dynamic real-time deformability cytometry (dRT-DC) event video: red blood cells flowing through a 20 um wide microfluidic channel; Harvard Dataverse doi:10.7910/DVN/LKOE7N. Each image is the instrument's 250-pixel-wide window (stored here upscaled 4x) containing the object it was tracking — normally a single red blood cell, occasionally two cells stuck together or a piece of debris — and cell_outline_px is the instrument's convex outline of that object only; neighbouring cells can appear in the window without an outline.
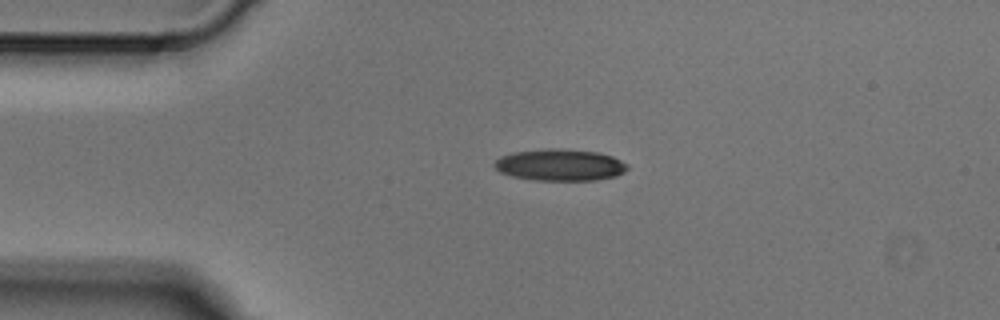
{"species": "Egyptian fruit bat (a non-hibernating species)", "species_latin": "Rousettus aegyptiacus", "temperature_condition": "cold", "stored_images_in_passage": 4, "camera_frame_rate_fps": 3000, "um_per_image_px": 0.085, "animal": {"sex": "male"}, "frame": {"image": 1, "passage_image": 1, "time_ms": 0.0, "image_size_px": [1000, 320], "cell_outline_px": [[628, 168], [624, 172], [616, 176], [596, 180], [536, 180], [512, 176], [500, 172], [492, 164], [500, 156], [512, 152], [544, 148], [560, 148], [600, 152], [612, 156], [628, 164]], "centroid_in_image_um": [47.6, 14.0], "position_along_channel_um": 37.4, "area_um2": 24.8}}
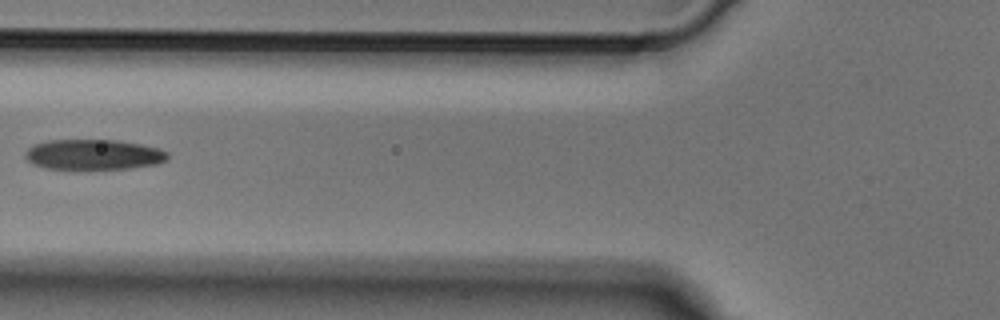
{"frame": {"image": 2, "passage_image": 3, "time_ms": 0.667, "image_size_px": [1000, 320], "cell_outline_px": [[168, 160], [156, 164], [128, 168], [76, 172], [44, 168], [32, 164], [24, 156], [24, 152], [32, 144], [48, 140], [116, 140], [140, 144], [160, 148], [168, 152]], "centroid_in_image_um": [7.89, 13.18], "position_along_channel_um": 117.9, "area_um2": 26.3}}
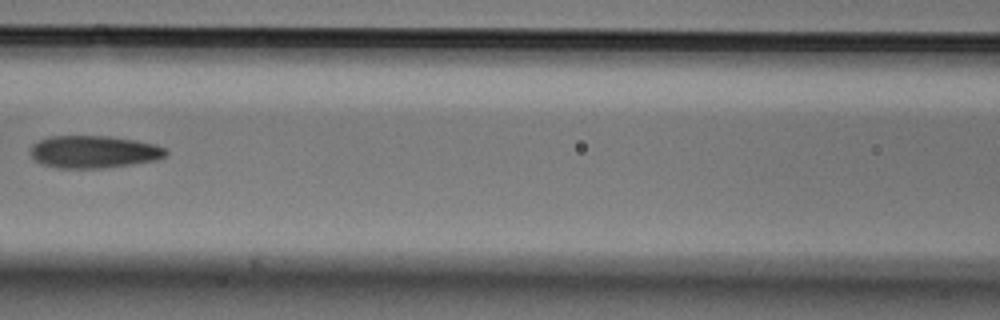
{"frame": {"image": 3, "passage_image": 4, "time_ms": 1.0, "image_size_px": [1000, 320], "cell_outline_px": [[168, 152], [164, 156], [156, 160], [108, 168], [60, 168], [40, 164], [32, 160], [28, 152], [32, 144], [48, 136], [108, 136], [136, 140], [156, 144], [164, 148]], "centroid_in_image_um": [7.91, 12.91], "position_along_channel_um": 158.7, "area_um2": 25.95}}